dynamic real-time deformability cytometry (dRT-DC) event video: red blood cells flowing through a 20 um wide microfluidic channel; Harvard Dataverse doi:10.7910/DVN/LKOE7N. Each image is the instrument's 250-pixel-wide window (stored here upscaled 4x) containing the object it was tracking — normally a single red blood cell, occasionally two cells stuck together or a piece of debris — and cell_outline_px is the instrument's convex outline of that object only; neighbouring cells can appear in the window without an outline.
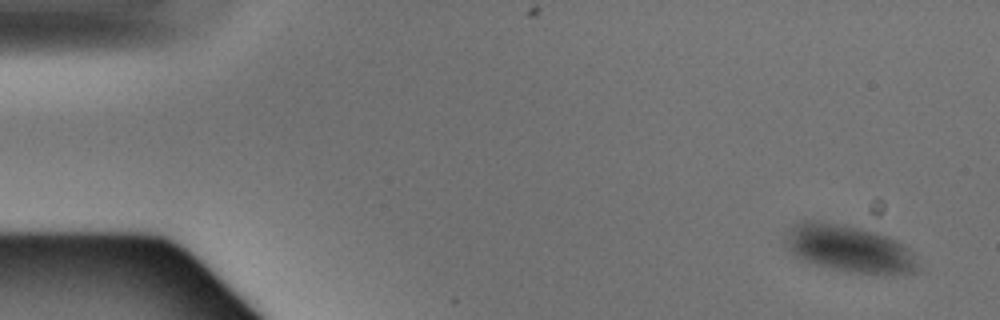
{"species": "Egyptian fruit bat (a non-hibernating species)", "species_latin": "Rousettus aegyptiacus", "temperature_condition": "warm", "stored_images_in_passage": 3, "camera_frame_rate_fps": 3000, "um_per_image_px": 0.085, "animal": {"sex": "male"}, "frame": {"image": 1, "passage_image": 1, "time_ms": 0.0, "image_size_px": [1000, 320], "cell_outline_px": [[920, 272], [888, 276], [852, 272], [832, 268], [816, 264], [804, 260], [788, 252], [784, 244], [784, 236], [792, 224], [804, 220], [820, 220], [844, 224], [860, 228], [888, 236], [904, 244], [912, 252], [920, 264]], "centroid_in_image_um": [72.2, 21.14], "position_along_channel_um": 12.8, "area_um2": 37.34}}